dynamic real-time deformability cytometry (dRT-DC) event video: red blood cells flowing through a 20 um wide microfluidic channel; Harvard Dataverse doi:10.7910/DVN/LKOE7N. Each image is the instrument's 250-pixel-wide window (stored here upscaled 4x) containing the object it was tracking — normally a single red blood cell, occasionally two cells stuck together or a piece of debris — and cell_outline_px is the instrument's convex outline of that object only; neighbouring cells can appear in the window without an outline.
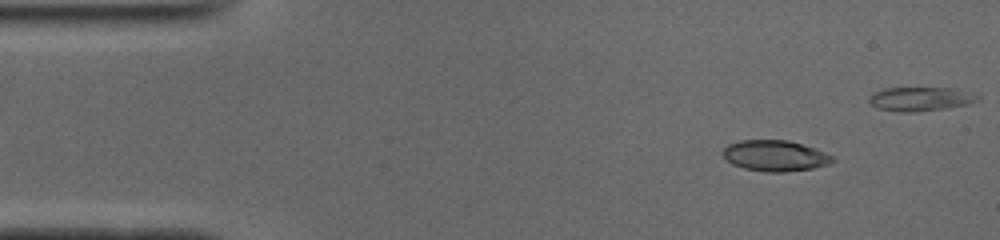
{"species": "common noctule bat (a hibernating species)", "species_latin": "Nyctalus noctula", "temperature_condition": "cold", "stored_images_in_passage": 40, "camera_frame_rate_fps": 3000, "um_per_image_px": 0.085, "animal": {"sex": "male", "body_mass_g": 19.0, "forearm_length_mm": 50.8}, "frame": {"image": 1, "passage_image": 5, "time_ms": 1.333, "image_size_px": [1000, 240], "cell_outline_px": [[836, 160], [828, 164], [812, 168], [784, 172], [768, 172], [744, 168], [732, 164], [720, 152], [728, 144], [740, 140], [788, 140], [824, 152], [832, 156]], "centroid_in_image_um": [65.84, 13.23], "position_along_channel_um": 19.2, "area_um2": 19.54}}
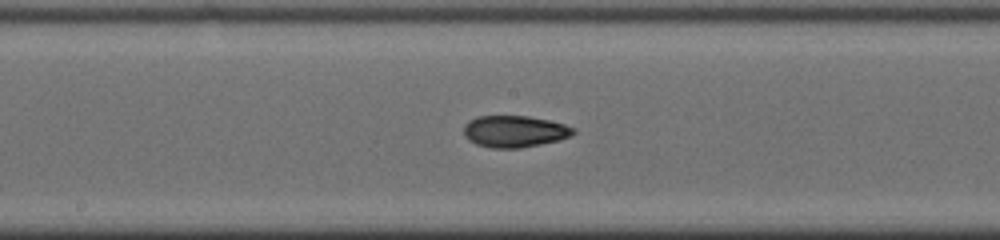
{"frame": {"image": 2, "passage_image": 25, "time_ms": 8.0, "image_size_px": [1000, 240], "cell_outline_px": [[576, 132], [560, 140], [520, 148], [492, 148], [476, 144], [468, 140], [464, 132], [464, 124], [468, 120], [476, 116], [528, 116], [548, 120], [564, 124], [576, 128]], "centroid_in_image_um": [43.72, 11.16], "position_along_channel_um": 204.5, "area_um2": 20.29}}
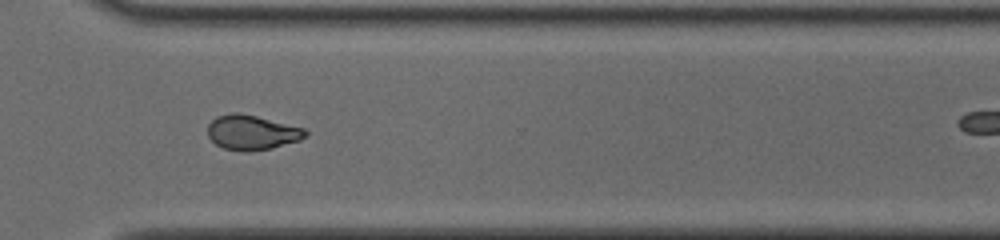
{"frame": {"image": 3, "passage_image": 36, "time_ms": 11.667, "image_size_px": [1000, 240], "cell_outline_px": [[308, 136], [300, 140], [268, 148], [248, 152], [244, 152], [224, 148], [216, 144], [208, 136], [208, 124], [216, 116], [232, 112], [240, 112], [304, 128], [308, 132]], "centroid_in_image_um": [21.39, 11.25], "position_along_channel_um": 349.2, "area_um2": 19.71}}